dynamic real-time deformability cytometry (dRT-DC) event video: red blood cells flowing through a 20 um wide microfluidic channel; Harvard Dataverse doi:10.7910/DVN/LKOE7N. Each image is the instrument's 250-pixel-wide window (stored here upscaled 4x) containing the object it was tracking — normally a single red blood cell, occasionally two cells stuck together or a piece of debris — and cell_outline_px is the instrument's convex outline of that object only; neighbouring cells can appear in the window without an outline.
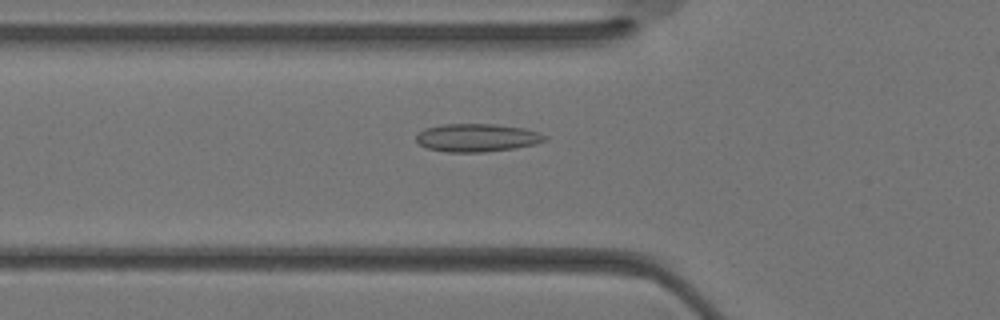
{"species": "Egyptian fruit bat (a non-hibernating species)", "species_latin": "Rousettus aegyptiacus", "temperature_condition": "warm", "stored_images_in_passage": 32, "camera_frame_rate_fps": 3000, "um_per_image_px": 0.085, "animal": {"sex": "female"}, "frame": {"image": 1, "passage_image": 12, "time_ms": 3.667, "image_size_px": [1000, 320], "cell_outline_px": [[548, 140], [536, 144], [516, 148], [484, 152], [448, 152], [428, 148], [420, 144], [416, 140], [416, 136], [424, 128], [440, 124], [496, 124], [524, 128], [548, 136]], "centroid_in_image_um": [40.57, 11.7], "position_along_channel_um": 85.2, "area_um2": 21.1}}
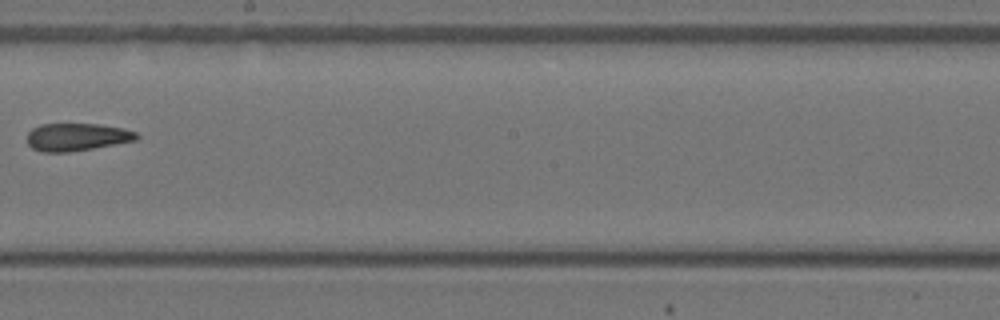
{"frame": {"image": 2, "passage_image": 20, "time_ms": 6.333, "image_size_px": [1000, 320], "cell_outline_px": [[140, 136], [136, 140], [92, 148], [68, 152], [40, 152], [32, 148], [28, 144], [28, 132], [32, 128], [40, 124], [100, 124], [124, 128], [136, 132]], "centroid_in_image_um": [6.52, 11.64], "position_along_channel_um": 241.7, "area_um2": 17.63}}
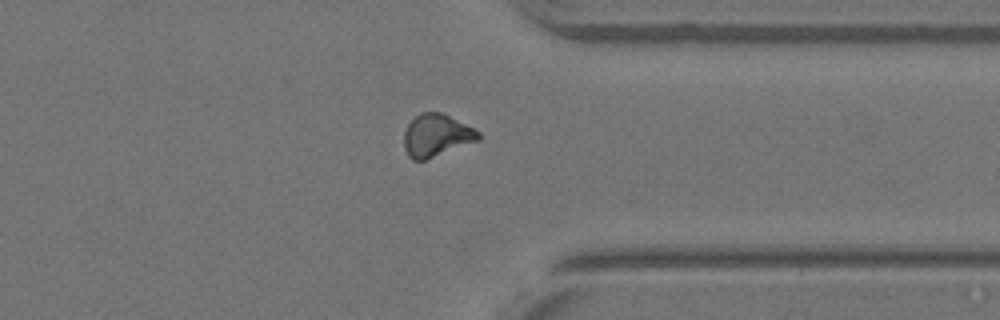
{"frame": {"image": 3, "passage_image": 27, "time_ms": 8.667, "image_size_px": [1000, 320], "cell_outline_px": [[480, 140], [424, 160], [412, 160], [408, 156], [404, 148], [404, 132], [408, 124], [420, 112], [440, 112], [480, 132]], "centroid_in_image_um": [37.07, 11.52], "position_along_channel_um": 374.3, "area_um2": 18.15}}